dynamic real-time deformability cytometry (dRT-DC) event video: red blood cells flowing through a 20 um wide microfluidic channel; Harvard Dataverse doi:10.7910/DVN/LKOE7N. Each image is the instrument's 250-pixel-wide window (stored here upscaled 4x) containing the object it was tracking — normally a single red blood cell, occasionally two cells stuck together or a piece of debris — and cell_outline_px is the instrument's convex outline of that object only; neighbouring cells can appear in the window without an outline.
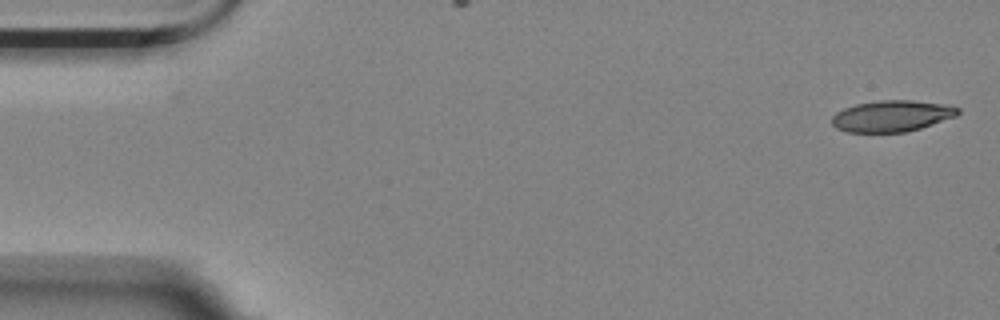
{"species": "Egyptian fruit bat (a non-hibernating species)", "species_latin": "Rousettus aegyptiacus", "temperature_condition": "room temperature", "stored_images_in_passage": 15, "camera_frame_rate_fps": 3000, "um_per_image_px": 0.085, "animal": {"sex": "female"}, "frame": {"image": 1, "passage_image": 1, "time_ms": 0.0, "image_size_px": [1000, 320], "cell_outline_px": [[960, 112], [956, 116], [920, 128], [904, 132], [848, 132], [836, 128], [832, 124], [832, 116], [836, 112], [844, 108], [856, 104], [880, 100], [912, 100], [944, 104], [960, 108]], "centroid_in_image_um": [75.79, 9.85], "position_along_channel_um": 9.2, "area_um2": 22.89}}
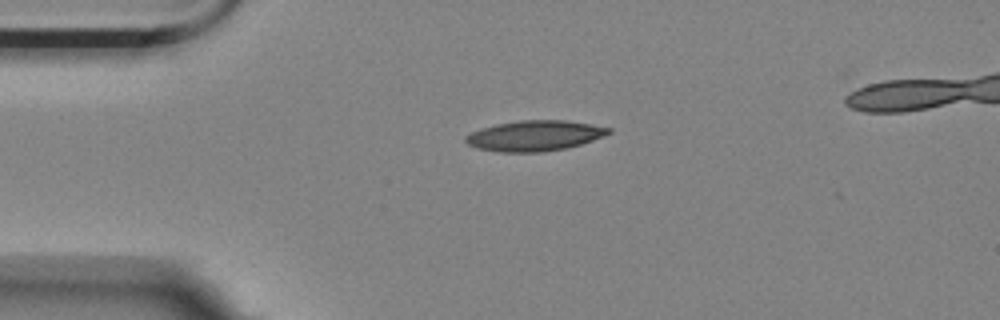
{"frame": {"image": 2, "passage_image": 12, "time_ms": 3.667, "image_size_px": [1000, 320], "cell_outline_px": [[612, 132], [592, 140], [580, 144], [564, 148], [544, 152], [500, 152], [476, 148], [468, 144], [464, 140], [464, 136], [472, 132], [496, 124], [520, 120], [564, 120], [612, 128]], "centroid_in_image_um": [45.41, 11.54], "position_along_channel_um": 39.6, "area_um2": 25.14}}